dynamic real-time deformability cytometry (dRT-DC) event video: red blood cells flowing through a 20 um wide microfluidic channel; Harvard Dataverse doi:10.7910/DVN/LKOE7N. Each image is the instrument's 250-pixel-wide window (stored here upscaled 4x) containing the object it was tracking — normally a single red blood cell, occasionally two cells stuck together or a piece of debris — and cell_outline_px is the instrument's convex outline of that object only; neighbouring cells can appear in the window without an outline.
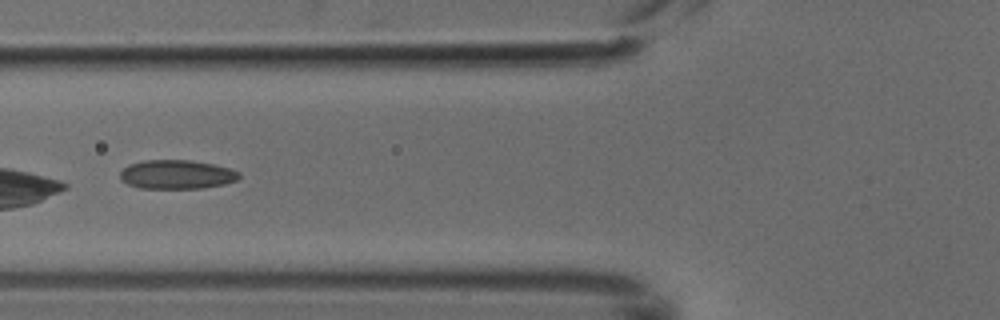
{"species": "common noctule bat (a hibernating species)", "species_latin": "Nyctalus noctula", "temperature_condition": "cold", "stored_images_in_passage": 6, "camera_frame_rate_fps": 3000, "um_per_image_px": 0.085, "animal": {"sex": "male", "body_mass_g": 18.8}, "frame": {"image": 1, "passage_image": 5, "time_ms": 1.333, "image_size_px": [1000, 320], "cell_outline_px": [[240, 176], [236, 180], [224, 184], [204, 188], [140, 188], [128, 184], [120, 180], [120, 172], [128, 164], [144, 160], [192, 160], [212, 164], [228, 168], [240, 172]], "centroid_in_image_um": [15.0, 14.83], "position_along_channel_um": 110.8, "area_um2": 20.11}}
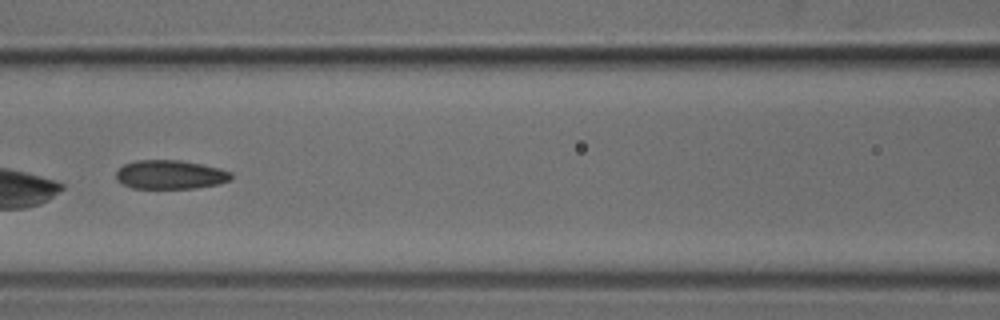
{"frame": {"image": 2, "passage_image": 6, "time_ms": 1.667, "image_size_px": [1000, 320], "cell_outline_px": [[232, 180], [216, 184], [196, 188], [132, 188], [116, 180], [116, 172], [124, 164], [136, 160], [180, 160], [220, 168], [232, 172]], "centroid_in_image_um": [14.48, 14.84], "position_along_channel_um": 152.1, "area_um2": 19.36}}